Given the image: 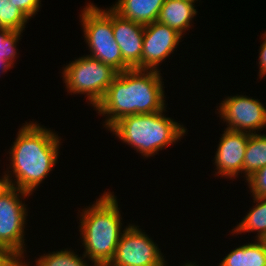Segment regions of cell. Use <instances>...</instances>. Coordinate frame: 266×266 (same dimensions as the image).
I'll list each match as a JSON object with an SVG mask.
<instances>
[{
    "mask_svg": "<svg viewBox=\"0 0 266 266\" xmlns=\"http://www.w3.org/2000/svg\"><path fill=\"white\" fill-rule=\"evenodd\" d=\"M50 129L37 121L25 122L20 127L8 151L12 171H4L10 186L32 195L49 176L57 164L61 145V138Z\"/></svg>",
    "mask_w": 266,
    "mask_h": 266,
    "instance_id": "cell-1",
    "label": "cell"
},
{
    "mask_svg": "<svg viewBox=\"0 0 266 266\" xmlns=\"http://www.w3.org/2000/svg\"><path fill=\"white\" fill-rule=\"evenodd\" d=\"M162 78L157 70L128 69L118 73L94 108L98 115H106L103 126L109 130L126 116L164 110L167 104Z\"/></svg>",
    "mask_w": 266,
    "mask_h": 266,
    "instance_id": "cell-2",
    "label": "cell"
},
{
    "mask_svg": "<svg viewBox=\"0 0 266 266\" xmlns=\"http://www.w3.org/2000/svg\"><path fill=\"white\" fill-rule=\"evenodd\" d=\"M80 217L83 255L92 264L107 266L113 259L122 232L123 218L114 192H104L96 202L84 208Z\"/></svg>",
    "mask_w": 266,
    "mask_h": 266,
    "instance_id": "cell-3",
    "label": "cell"
},
{
    "mask_svg": "<svg viewBox=\"0 0 266 266\" xmlns=\"http://www.w3.org/2000/svg\"><path fill=\"white\" fill-rule=\"evenodd\" d=\"M165 111L166 108L156 113L126 116L109 131L123 143L135 148L143 157H152L178 142L188 132L184 125L166 117Z\"/></svg>",
    "mask_w": 266,
    "mask_h": 266,
    "instance_id": "cell-4",
    "label": "cell"
},
{
    "mask_svg": "<svg viewBox=\"0 0 266 266\" xmlns=\"http://www.w3.org/2000/svg\"><path fill=\"white\" fill-rule=\"evenodd\" d=\"M80 14L84 40L90 51L89 56L111 66L118 73L131 69L122 59L121 50L114 39L112 8L102 9L87 3Z\"/></svg>",
    "mask_w": 266,
    "mask_h": 266,
    "instance_id": "cell-5",
    "label": "cell"
},
{
    "mask_svg": "<svg viewBox=\"0 0 266 266\" xmlns=\"http://www.w3.org/2000/svg\"><path fill=\"white\" fill-rule=\"evenodd\" d=\"M62 71L68 93L87 95L93 108L103 99L118 74L111 66L89 55L70 61Z\"/></svg>",
    "mask_w": 266,
    "mask_h": 266,
    "instance_id": "cell-6",
    "label": "cell"
},
{
    "mask_svg": "<svg viewBox=\"0 0 266 266\" xmlns=\"http://www.w3.org/2000/svg\"><path fill=\"white\" fill-rule=\"evenodd\" d=\"M30 195L12 186L0 195V245L10 249L23 261L28 208L22 200Z\"/></svg>",
    "mask_w": 266,
    "mask_h": 266,
    "instance_id": "cell-7",
    "label": "cell"
},
{
    "mask_svg": "<svg viewBox=\"0 0 266 266\" xmlns=\"http://www.w3.org/2000/svg\"><path fill=\"white\" fill-rule=\"evenodd\" d=\"M149 237L138 225L129 223L107 266H167L158 244Z\"/></svg>",
    "mask_w": 266,
    "mask_h": 266,
    "instance_id": "cell-8",
    "label": "cell"
},
{
    "mask_svg": "<svg viewBox=\"0 0 266 266\" xmlns=\"http://www.w3.org/2000/svg\"><path fill=\"white\" fill-rule=\"evenodd\" d=\"M219 105L218 114L227 123L226 130L258 134L266 128V106L258 99L236 94L225 97Z\"/></svg>",
    "mask_w": 266,
    "mask_h": 266,
    "instance_id": "cell-9",
    "label": "cell"
},
{
    "mask_svg": "<svg viewBox=\"0 0 266 266\" xmlns=\"http://www.w3.org/2000/svg\"><path fill=\"white\" fill-rule=\"evenodd\" d=\"M182 38L177 31L158 21L145 25L141 69L160 71L159 65L174 54Z\"/></svg>",
    "mask_w": 266,
    "mask_h": 266,
    "instance_id": "cell-10",
    "label": "cell"
},
{
    "mask_svg": "<svg viewBox=\"0 0 266 266\" xmlns=\"http://www.w3.org/2000/svg\"><path fill=\"white\" fill-rule=\"evenodd\" d=\"M249 134L240 131L224 130L214 157L216 175L235 179L243 173L244 157Z\"/></svg>",
    "mask_w": 266,
    "mask_h": 266,
    "instance_id": "cell-11",
    "label": "cell"
},
{
    "mask_svg": "<svg viewBox=\"0 0 266 266\" xmlns=\"http://www.w3.org/2000/svg\"><path fill=\"white\" fill-rule=\"evenodd\" d=\"M112 27L123 61L131 69H141L145 25L123 18L112 9Z\"/></svg>",
    "mask_w": 266,
    "mask_h": 266,
    "instance_id": "cell-12",
    "label": "cell"
},
{
    "mask_svg": "<svg viewBox=\"0 0 266 266\" xmlns=\"http://www.w3.org/2000/svg\"><path fill=\"white\" fill-rule=\"evenodd\" d=\"M197 13L195 2L189 0H165L157 21L168 25L179 34L185 35L184 32L191 28L192 21Z\"/></svg>",
    "mask_w": 266,
    "mask_h": 266,
    "instance_id": "cell-13",
    "label": "cell"
},
{
    "mask_svg": "<svg viewBox=\"0 0 266 266\" xmlns=\"http://www.w3.org/2000/svg\"><path fill=\"white\" fill-rule=\"evenodd\" d=\"M165 0H117L111 8L121 17L142 25L157 21Z\"/></svg>",
    "mask_w": 266,
    "mask_h": 266,
    "instance_id": "cell-14",
    "label": "cell"
},
{
    "mask_svg": "<svg viewBox=\"0 0 266 266\" xmlns=\"http://www.w3.org/2000/svg\"><path fill=\"white\" fill-rule=\"evenodd\" d=\"M218 266H266V245L263 240L247 243L230 251Z\"/></svg>",
    "mask_w": 266,
    "mask_h": 266,
    "instance_id": "cell-15",
    "label": "cell"
},
{
    "mask_svg": "<svg viewBox=\"0 0 266 266\" xmlns=\"http://www.w3.org/2000/svg\"><path fill=\"white\" fill-rule=\"evenodd\" d=\"M253 197V201L256 204L250 209L239 222L237 227L232 229L231 234H242L245 232H257L255 238L257 240H263L266 237V197Z\"/></svg>",
    "mask_w": 266,
    "mask_h": 266,
    "instance_id": "cell-16",
    "label": "cell"
},
{
    "mask_svg": "<svg viewBox=\"0 0 266 266\" xmlns=\"http://www.w3.org/2000/svg\"><path fill=\"white\" fill-rule=\"evenodd\" d=\"M266 166V134H249L243 164L245 180Z\"/></svg>",
    "mask_w": 266,
    "mask_h": 266,
    "instance_id": "cell-17",
    "label": "cell"
},
{
    "mask_svg": "<svg viewBox=\"0 0 266 266\" xmlns=\"http://www.w3.org/2000/svg\"><path fill=\"white\" fill-rule=\"evenodd\" d=\"M73 250H68L67 248L54 251L50 253L43 254L36 258L35 266H89L86 261V257L82 254L79 257V254H75ZM90 266H97L96 264Z\"/></svg>",
    "mask_w": 266,
    "mask_h": 266,
    "instance_id": "cell-18",
    "label": "cell"
},
{
    "mask_svg": "<svg viewBox=\"0 0 266 266\" xmlns=\"http://www.w3.org/2000/svg\"><path fill=\"white\" fill-rule=\"evenodd\" d=\"M29 19L11 2L0 0V28L23 31Z\"/></svg>",
    "mask_w": 266,
    "mask_h": 266,
    "instance_id": "cell-19",
    "label": "cell"
},
{
    "mask_svg": "<svg viewBox=\"0 0 266 266\" xmlns=\"http://www.w3.org/2000/svg\"><path fill=\"white\" fill-rule=\"evenodd\" d=\"M24 31H12L0 28V57L12 66H15V58L17 56V43L21 39Z\"/></svg>",
    "mask_w": 266,
    "mask_h": 266,
    "instance_id": "cell-20",
    "label": "cell"
},
{
    "mask_svg": "<svg viewBox=\"0 0 266 266\" xmlns=\"http://www.w3.org/2000/svg\"><path fill=\"white\" fill-rule=\"evenodd\" d=\"M251 196L266 197V166L262 167L246 179Z\"/></svg>",
    "mask_w": 266,
    "mask_h": 266,
    "instance_id": "cell-21",
    "label": "cell"
},
{
    "mask_svg": "<svg viewBox=\"0 0 266 266\" xmlns=\"http://www.w3.org/2000/svg\"><path fill=\"white\" fill-rule=\"evenodd\" d=\"M28 19L33 18L34 15L40 10V0H11Z\"/></svg>",
    "mask_w": 266,
    "mask_h": 266,
    "instance_id": "cell-22",
    "label": "cell"
},
{
    "mask_svg": "<svg viewBox=\"0 0 266 266\" xmlns=\"http://www.w3.org/2000/svg\"><path fill=\"white\" fill-rule=\"evenodd\" d=\"M21 261L10 249L0 245V266H17Z\"/></svg>",
    "mask_w": 266,
    "mask_h": 266,
    "instance_id": "cell-23",
    "label": "cell"
},
{
    "mask_svg": "<svg viewBox=\"0 0 266 266\" xmlns=\"http://www.w3.org/2000/svg\"><path fill=\"white\" fill-rule=\"evenodd\" d=\"M263 37V43L260 45V50H259V58H258V63H259V78H263L266 76V31L262 35Z\"/></svg>",
    "mask_w": 266,
    "mask_h": 266,
    "instance_id": "cell-24",
    "label": "cell"
},
{
    "mask_svg": "<svg viewBox=\"0 0 266 266\" xmlns=\"http://www.w3.org/2000/svg\"><path fill=\"white\" fill-rule=\"evenodd\" d=\"M3 174L2 177L0 176V195L10 187L6 173L4 172Z\"/></svg>",
    "mask_w": 266,
    "mask_h": 266,
    "instance_id": "cell-25",
    "label": "cell"
},
{
    "mask_svg": "<svg viewBox=\"0 0 266 266\" xmlns=\"http://www.w3.org/2000/svg\"><path fill=\"white\" fill-rule=\"evenodd\" d=\"M12 67L13 66L9 62H7L6 60H4L0 57V71H1L0 73L3 74V72H5V71L7 72V70L12 68Z\"/></svg>",
    "mask_w": 266,
    "mask_h": 266,
    "instance_id": "cell-26",
    "label": "cell"
},
{
    "mask_svg": "<svg viewBox=\"0 0 266 266\" xmlns=\"http://www.w3.org/2000/svg\"><path fill=\"white\" fill-rule=\"evenodd\" d=\"M182 266H199V265L195 264V262L193 261V262H187L183 264Z\"/></svg>",
    "mask_w": 266,
    "mask_h": 266,
    "instance_id": "cell-27",
    "label": "cell"
},
{
    "mask_svg": "<svg viewBox=\"0 0 266 266\" xmlns=\"http://www.w3.org/2000/svg\"><path fill=\"white\" fill-rule=\"evenodd\" d=\"M29 263H25L23 261H21L17 266H29Z\"/></svg>",
    "mask_w": 266,
    "mask_h": 266,
    "instance_id": "cell-28",
    "label": "cell"
}]
</instances>
